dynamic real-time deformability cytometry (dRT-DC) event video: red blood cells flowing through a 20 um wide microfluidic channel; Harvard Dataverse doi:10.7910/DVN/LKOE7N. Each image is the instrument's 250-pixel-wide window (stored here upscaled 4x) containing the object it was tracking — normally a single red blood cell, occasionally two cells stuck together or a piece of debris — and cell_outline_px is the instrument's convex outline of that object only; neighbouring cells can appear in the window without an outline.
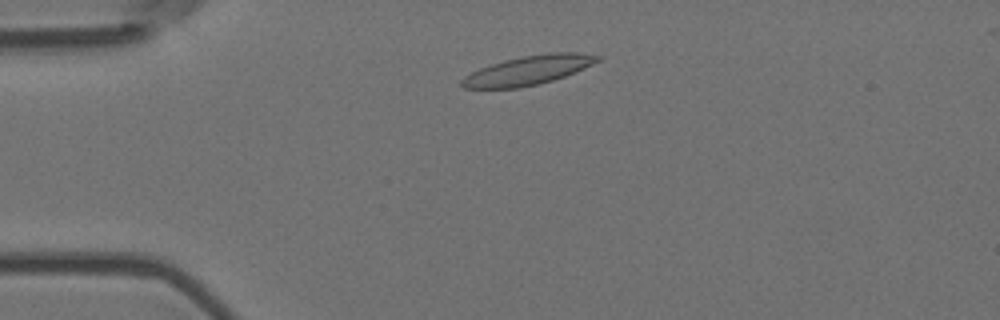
{"species": "Egyptian fruit bat (a non-hibernating species)", "species_latin": "Rousettus aegyptiacus", "temperature_condition": "room temperature", "stored_images_in_passage": 3, "camera_frame_rate_fps": 3000, "um_per_image_px": 0.085, "animal": {"sex": "female"}, "frame": {"image": 1, "passage_image": 2, "time_ms": 0.333, "image_size_px": [1000, 320], "cell_outline_px": [[604, 56], [600, 60], [584, 68], [564, 76], [540, 84], [520, 88], [464, 88], [460, 84], [460, 80], [464, 76], [480, 68], [504, 60], [520, 56], [548, 52], [576, 52]], "centroid_in_image_um": [44.91, 5.96], "position_along_channel_um": 40.1, "area_um2": 23.12}}